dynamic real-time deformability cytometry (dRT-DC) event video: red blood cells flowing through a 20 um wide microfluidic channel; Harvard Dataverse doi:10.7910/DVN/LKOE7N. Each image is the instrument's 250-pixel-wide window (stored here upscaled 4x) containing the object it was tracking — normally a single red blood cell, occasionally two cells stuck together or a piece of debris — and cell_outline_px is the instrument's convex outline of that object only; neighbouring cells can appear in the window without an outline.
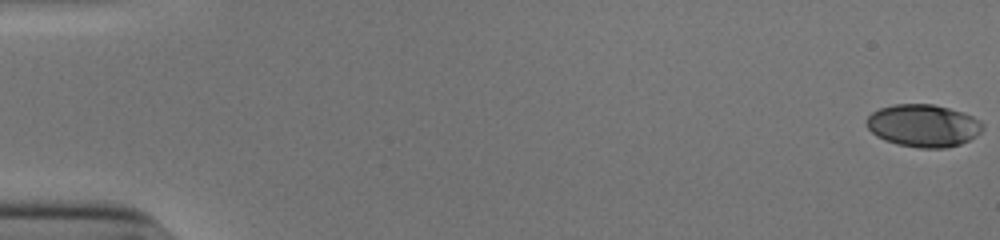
{"species": "human", "species_latin": "Homo sapiens", "temperature_condition": "cold", "stored_images_in_passage": 49, "camera_frame_rate_fps": 3000, "um_per_image_px": 0.085, "donor": {"sex": "male"}, "frame": {"image": 1, "passage_image": 1, "time_ms": 0.0, "image_size_px": [1000, 240], "cell_outline_px": [[984, 128], [976, 136], [960, 144], [944, 148], [920, 148], [896, 144], [884, 140], [876, 136], [868, 128], [864, 120], [872, 112], [880, 108], [892, 104], [932, 104], [964, 112], [980, 120], [984, 124]], "centroid_in_image_um": [78.47, 10.67], "position_along_channel_um": 6.5, "area_um2": 28.96}}
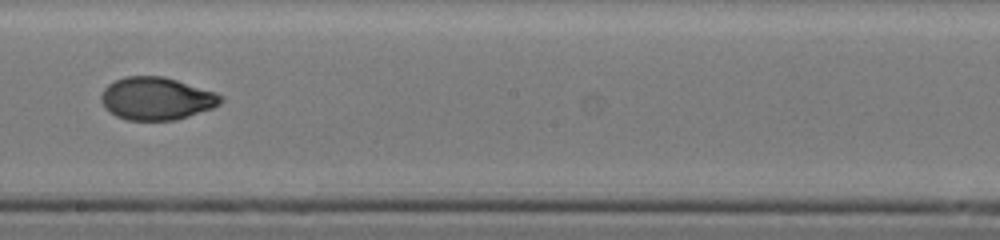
{"frame": {"image": 2, "passage_image": 32, "time_ms": 10.333, "image_size_px": [1000, 240], "cell_outline_px": [[224, 100], [220, 104], [212, 108], [176, 120], [128, 120], [116, 116], [100, 100], [100, 96], [104, 88], [108, 84], [124, 76], [164, 76], [216, 92], [224, 96]], "centroid_in_image_um": [13.33, 8.37], "position_along_channel_um": 234.9, "area_um2": 29.71}}
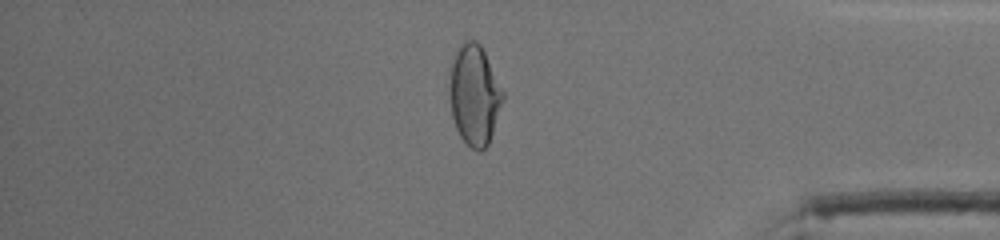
{"frame": {"image": 3, "passage_image": 46, "time_ms": 15.0, "image_size_px": [1000, 240], "cell_outline_px": [[504, 100], [488, 144], [480, 152], [476, 152], [460, 136], [456, 128], [452, 116], [448, 92], [448, 84], [452, 64], [456, 52], [468, 40], [476, 40], [480, 44], [504, 92]], "centroid_in_image_um": [40.32, 8.11], "position_along_channel_um": 394.9, "area_um2": 30.92}}